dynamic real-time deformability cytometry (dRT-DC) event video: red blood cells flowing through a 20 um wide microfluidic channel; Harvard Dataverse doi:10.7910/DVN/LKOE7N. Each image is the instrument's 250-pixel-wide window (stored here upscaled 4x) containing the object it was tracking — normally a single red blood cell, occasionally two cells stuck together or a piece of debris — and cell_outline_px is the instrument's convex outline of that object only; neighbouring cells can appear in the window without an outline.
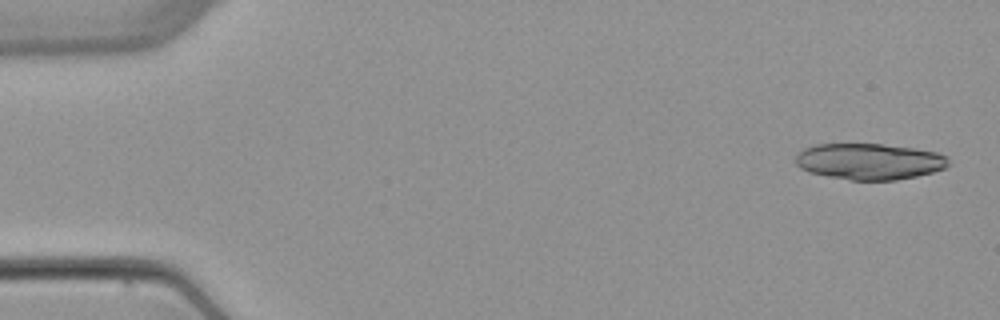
{"species": "common noctule bat (a hibernating species)", "species_latin": "Nyctalus noctula", "temperature_condition": "warm", "stored_images_in_passage": 4, "camera_frame_rate_fps": 3000, "um_per_image_px": 0.085, "animal": {"sex": "female", "body_mass_g": 22.7, "forearm_length_mm": 54.2}, "frame": {"image": 1, "passage_image": 1, "time_ms": 0.0, "image_size_px": [1000, 320], "cell_outline_px": [[948, 164], [944, 168], [932, 172], [916, 176], [896, 180], [852, 180], [828, 176], [808, 172], [800, 168], [796, 164], [796, 156], [804, 148], [816, 144], [880, 144], [912, 148], [936, 152], [948, 156]], "centroid_in_image_um": [73.88, 13.72], "position_along_channel_um": 11.1, "area_um2": 32.08}}